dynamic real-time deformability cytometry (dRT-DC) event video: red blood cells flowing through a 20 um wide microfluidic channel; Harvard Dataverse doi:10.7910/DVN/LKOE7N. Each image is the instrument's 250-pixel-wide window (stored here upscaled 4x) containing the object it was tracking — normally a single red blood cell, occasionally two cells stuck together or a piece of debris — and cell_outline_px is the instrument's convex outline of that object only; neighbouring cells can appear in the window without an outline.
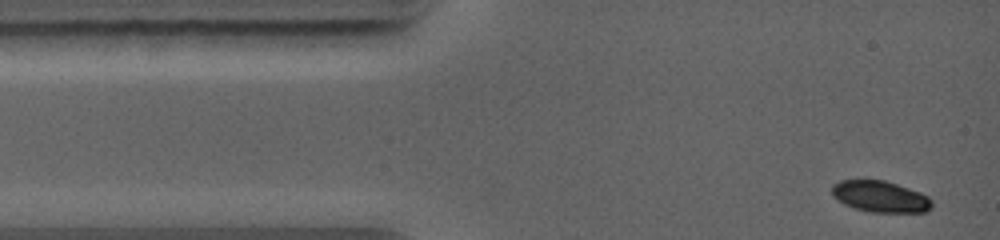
{"species": "common noctule bat (a hibernating species)", "species_latin": "Nyctalus noctula", "temperature_condition": "warm", "stored_images_in_passage": 5, "camera_frame_rate_fps": 5000, "um_per_image_px": 0.085, "animal": {"sex": "female", "body_mass_g": 19.0, "forearm_length_mm": 56.7}, "frame": {"image": 1, "passage_image": 1, "time_ms": 0.0, "image_size_px": [1000, 240], "cell_outline_px": [[932, 208], [928, 212], [868, 212], [844, 204], [832, 196], [832, 184], [840, 180], [884, 180], [920, 192], [928, 196], [932, 200]], "centroid_in_image_um": [74.83, 16.71], "position_along_channel_um": 10.2, "area_um2": 18.32}}
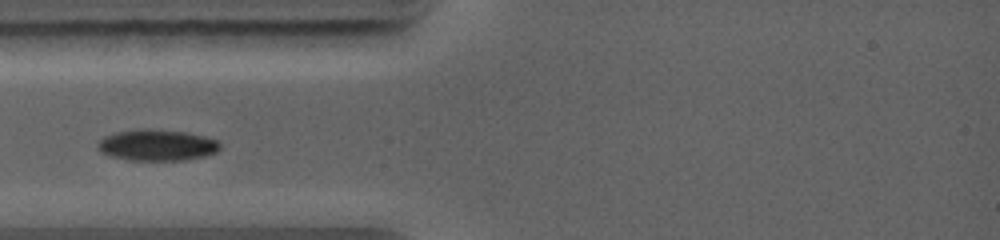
{"frame": {"image": 2, "passage_image": 4, "time_ms": 2.6, "image_size_px": [1000, 240], "cell_outline_px": [[220, 148], [216, 152], [204, 156], [188, 160], [128, 160], [108, 156], [100, 152], [96, 148], [96, 144], [104, 136], [112, 132], [136, 128], [152, 128], [184, 132], [204, 136], [216, 140], [220, 144]], "centroid_in_image_um": [13.27, 12.32], "position_along_channel_um": 71.7, "area_um2": 22.72}}
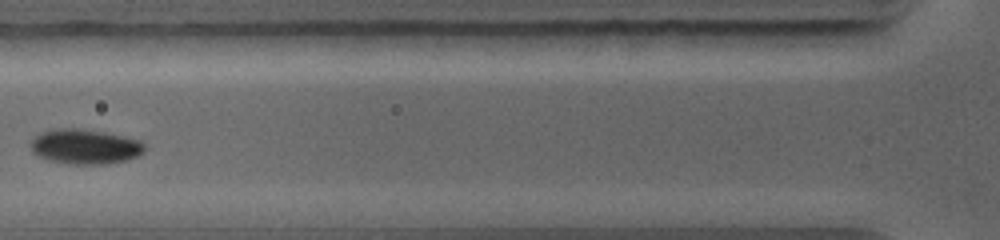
{"frame": {"image": 3, "passage_image": 5, "time_ms": 3.6, "image_size_px": [1000, 240], "cell_outline_px": [[144, 152], [136, 156], [124, 160], [104, 164], [68, 164], [48, 160], [36, 156], [32, 152], [28, 144], [28, 140], [40, 132], [60, 128], [80, 128], [104, 132], [124, 136], [140, 140], [144, 144]], "centroid_in_image_um": [7.14, 12.45], "position_along_channel_um": 118.7, "area_um2": 23.47}}